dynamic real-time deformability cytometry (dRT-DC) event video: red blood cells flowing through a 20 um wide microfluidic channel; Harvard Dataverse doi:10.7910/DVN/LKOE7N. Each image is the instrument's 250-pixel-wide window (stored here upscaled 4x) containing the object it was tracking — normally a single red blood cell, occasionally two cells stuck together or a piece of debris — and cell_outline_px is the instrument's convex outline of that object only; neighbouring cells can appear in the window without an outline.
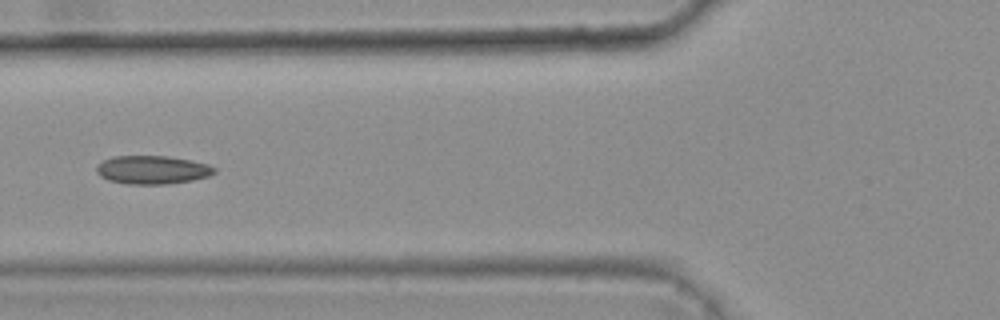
{"species": "common noctule bat (a hibernating species)", "species_latin": "Nyctalus noctula", "temperature_condition": "warm", "stored_images_in_passage": 8, "camera_frame_rate_fps": 3000, "um_per_image_px": 0.085, "animal": {"sex": "female", "body_mass_g": 25.1}, "frame": {"image": 1, "passage_image": 5, "time_ms": 1.333, "image_size_px": [1000, 320], "cell_outline_px": [[216, 172], [208, 176], [192, 180], [164, 184], [128, 184], [108, 180], [100, 176], [96, 172], [96, 164], [112, 156], [168, 156], [208, 164], [216, 168]], "centroid_in_image_um": [12.91, 14.43], "position_along_channel_um": 112.9, "area_um2": 19.48}}
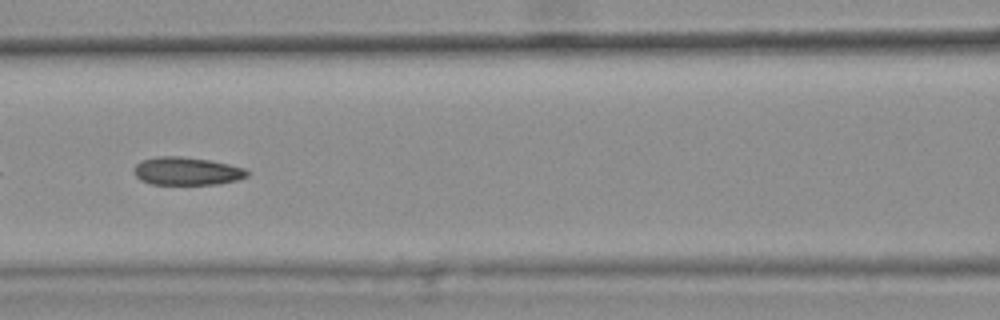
{"frame": {"image": 2, "passage_image": 6, "time_ms": 1.667, "image_size_px": [1000, 320], "cell_outline_px": [[248, 176], [236, 180], [220, 184], [152, 184], [140, 180], [132, 172], [132, 168], [140, 160], [156, 156], [180, 156], [208, 160], [228, 164], [244, 168], [248, 172]], "centroid_in_image_um": [15.81, 14.54], "position_along_channel_um": 150.8, "area_um2": 18.55}}